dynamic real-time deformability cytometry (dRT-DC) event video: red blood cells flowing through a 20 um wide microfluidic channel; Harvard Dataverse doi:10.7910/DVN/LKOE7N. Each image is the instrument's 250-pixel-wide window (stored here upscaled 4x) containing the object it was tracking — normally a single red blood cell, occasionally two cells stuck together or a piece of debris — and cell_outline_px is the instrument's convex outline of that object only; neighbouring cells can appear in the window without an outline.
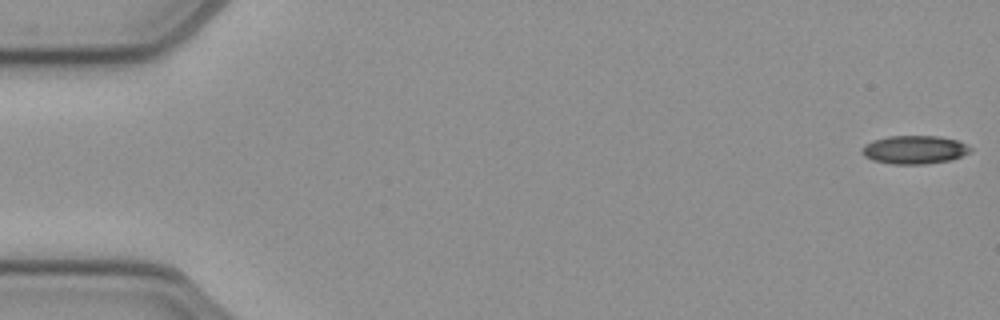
{"species": "common noctule bat (a hibernating species)", "species_latin": "Nyctalus noctula", "temperature_condition": "cold", "stored_images_in_passage": 52, "camera_frame_rate_fps": 3000, "um_per_image_px": 0.085, "animal": {"sex": "female", "body_mass_g": 21.9}, "frame": {"image": 1, "passage_image": 1, "time_ms": 0.0, "image_size_px": [1000, 320], "cell_outline_px": [[972, 152], [952, 160], [928, 164], [892, 164], [872, 160], [864, 156], [860, 152], [864, 144], [872, 140], [888, 136], [936, 136], [956, 140], [972, 148]], "centroid_in_image_um": [77.71, 12.73], "position_along_channel_um": 7.3, "area_um2": 18.09}}
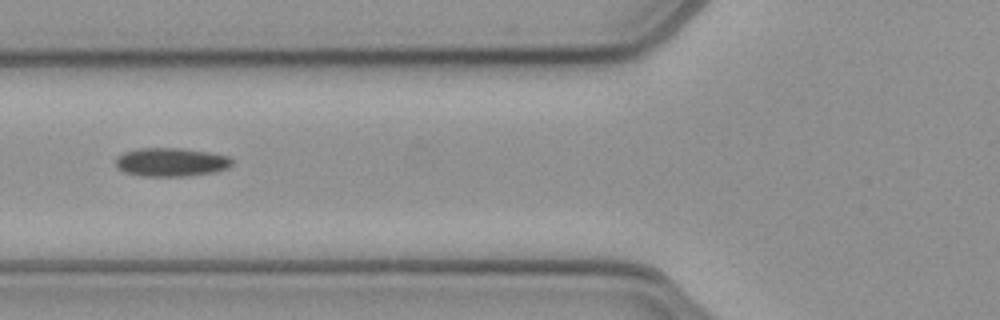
{"frame": {"image": 2, "passage_image": 20, "time_ms": 6.333, "image_size_px": [1000, 320], "cell_outline_px": [[232, 164], [228, 168], [216, 172], [188, 176], [140, 176], [124, 172], [116, 168], [116, 156], [124, 152], [140, 148], [180, 148], [208, 152], [228, 156], [232, 160]], "centroid_in_image_um": [14.52, 13.79], "position_along_channel_um": 111.3, "area_um2": 19.54}}
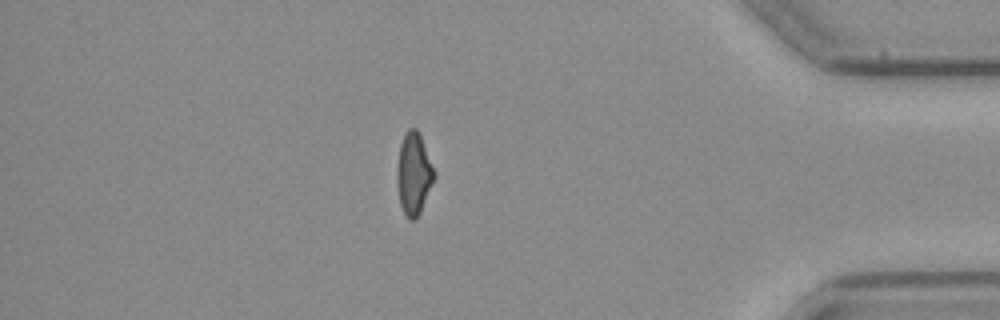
{"frame": {"image": 3, "passage_image": 45, "time_ms": 14.667, "image_size_px": [1000, 320], "cell_outline_px": [[436, 176], [420, 212], [416, 220], [408, 220], [400, 204], [396, 180], [396, 172], [400, 144], [404, 132], [408, 128], [416, 128], [420, 136], [436, 172]], "centroid_in_image_um": [35.16, 14.77], "position_along_channel_um": 400.0, "area_um2": 17.86}}